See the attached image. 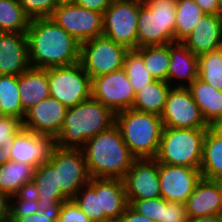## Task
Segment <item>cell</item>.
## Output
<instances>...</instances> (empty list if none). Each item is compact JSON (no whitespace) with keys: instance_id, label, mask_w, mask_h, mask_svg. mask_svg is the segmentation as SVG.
I'll return each mask as SVG.
<instances>
[{"instance_id":"cell-26","label":"cell","mask_w":222,"mask_h":222,"mask_svg":"<svg viewBox=\"0 0 222 222\" xmlns=\"http://www.w3.org/2000/svg\"><path fill=\"white\" fill-rule=\"evenodd\" d=\"M100 203L104 215L117 222L129 206L123 179L100 178Z\"/></svg>"},{"instance_id":"cell-19","label":"cell","mask_w":222,"mask_h":222,"mask_svg":"<svg viewBox=\"0 0 222 222\" xmlns=\"http://www.w3.org/2000/svg\"><path fill=\"white\" fill-rule=\"evenodd\" d=\"M186 206L187 218L222 214V181L202 178L188 197Z\"/></svg>"},{"instance_id":"cell-32","label":"cell","mask_w":222,"mask_h":222,"mask_svg":"<svg viewBox=\"0 0 222 222\" xmlns=\"http://www.w3.org/2000/svg\"><path fill=\"white\" fill-rule=\"evenodd\" d=\"M204 14L194 0H177L174 42L182 41Z\"/></svg>"},{"instance_id":"cell-53","label":"cell","mask_w":222,"mask_h":222,"mask_svg":"<svg viewBox=\"0 0 222 222\" xmlns=\"http://www.w3.org/2000/svg\"><path fill=\"white\" fill-rule=\"evenodd\" d=\"M4 116V112H3V107L1 105V101H0V117Z\"/></svg>"},{"instance_id":"cell-10","label":"cell","mask_w":222,"mask_h":222,"mask_svg":"<svg viewBox=\"0 0 222 222\" xmlns=\"http://www.w3.org/2000/svg\"><path fill=\"white\" fill-rule=\"evenodd\" d=\"M50 18L80 43L103 35V14L76 3L59 4Z\"/></svg>"},{"instance_id":"cell-43","label":"cell","mask_w":222,"mask_h":222,"mask_svg":"<svg viewBox=\"0 0 222 222\" xmlns=\"http://www.w3.org/2000/svg\"><path fill=\"white\" fill-rule=\"evenodd\" d=\"M38 194L39 192L37 190V185L33 181H31L29 183L23 184L14 196L20 200L29 199L33 201H38L39 200Z\"/></svg>"},{"instance_id":"cell-22","label":"cell","mask_w":222,"mask_h":222,"mask_svg":"<svg viewBox=\"0 0 222 222\" xmlns=\"http://www.w3.org/2000/svg\"><path fill=\"white\" fill-rule=\"evenodd\" d=\"M209 126L222 125V91L196 78L188 87Z\"/></svg>"},{"instance_id":"cell-40","label":"cell","mask_w":222,"mask_h":222,"mask_svg":"<svg viewBox=\"0 0 222 222\" xmlns=\"http://www.w3.org/2000/svg\"><path fill=\"white\" fill-rule=\"evenodd\" d=\"M161 222H188L185 204L180 202H169L163 198Z\"/></svg>"},{"instance_id":"cell-17","label":"cell","mask_w":222,"mask_h":222,"mask_svg":"<svg viewBox=\"0 0 222 222\" xmlns=\"http://www.w3.org/2000/svg\"><path fill=\"white\" fill-rule=\"evenodd\" d=\"M67 110L60 101L49 96L26 111L23 127L56 139L62 129Z\"/></svg>"},{"instance_id":"cell-5","label":"cell","mask_w":222,"mask_h":222,"mask_svg":"<svg viewBox=\"0 0 222 222\" xmlns=\"http://www.w3.org/2000/svg\"><path fill=\"white\" fill-rule=\"evenodd\" d=\"M177 0H146L139 7L137 48L174 42Z\"/></svg>"},{"instance_id":"cell-47","label":"cell","mask_w":222,"mask_h":222,"mask_svg":"<svg viewBox=\"0 0 222 222\" xmlns=\"http://www.w3.org/2000/svg\"><path fill=\"white\" fill-rule=\"evenodd\" d=\"M10 217V196L0 192V220Z\"/></svg>"},{"instance_id":"cell-2","label":"cell","mask_w":222,"mask_h":222,"mask_svg":"<svg viewBox=\"0 0 222 222\" xmlns=\"http://www.w3.org/2000/svg\"><path fill=\"white\" fill-rule=\"evenodd\" d=\"M81 150L90 178L123 179L136 160L115 124L87 140Z\"/></svg>"},{"instance_id":"cell-24","label":"cell","mask_w":222,"mask_h":222,"mask_svg":"<svg viewBox=\"0 0 222 222\" xmlns=\"http://www.w3.org/2000/svg\"><path fill=\"white\" fill-rule=\"evenodd\" d=\"M200 171L204 179L222 181V125L207 128Z\"/></svg>"},{"instance_id":"cell-25","label":"cell","mask_w":222,"mask_h":222,"mask_svg":"<svg viewBox=\"0 0 222 222\" xmlns=\"http://www.w3.org/2000/svg\"><path fill=\"white\" fill-rule=\"evenodd\" d=\"M32 181L37 185L39 192V212H42L45 208L56 205L58 202L70 200L61 191L58 185L57 170L49 161L35 169Z\"/></svg>"},{"instance_id":"cell-4","label":"cell","mask_w":222,"mask_h":222,"mask_svg":"<svg viewBox=\"0 0 222 222\" xmlns=\"http://www.w3.org/2000/svg\"><path fill=\"white\" fill-rule=\"evenodd\" d=\"M115 125L136 159L156 158L163 130L161 116L130 108L115 114Z\"/></svg>"},{"instance_id":"cell-39","label":"cell","mask_w":222,"mask_h":222,"mask_svg":"<svg viewBox=\"0 0 222 222\" xmlns=\"http://www.w3.org/2000/svg\"><path fill=\"white\" fill-rule=\"evenodd\" d=\"M39 212L38 201L20 200L10 196V217L14 220Z\"/></svg>"},{"instance_id":"cell-23","label":"cell","mask_w":222,"mask_h":222,"mask_svg":"<svg viewBox=\"0 0 222 222\" xmlns=\"http://www.w3.org/2000/svg\"><path fill=\"white\" fill-rule=\"evenodd\" d=\"M18 88L21 106L26 112L50 96L46 69L28 68L18 76Z\"/></svg>"},{"instance_id":"cell-14","label":"cell","mask_w":222,"mask_h":222,"mask_svg":"<svg viewBox=\"0 0 222 222\" xmlns=\"http://www.w3.org/2000/svg\"><path fill=\"white\" fill-rule=\"evenodd\" d=\"M123 181L127 200L161 197L159 163L155 159H136Z\"/></svg>"},{"instance_id":"cell-42","label":"cell","mask_w":222,"mask_h":222,"mask_svg":"<svg viewBox=\"0 0 222 222\" xmlns=\"http://www.w3.org/2000/svg\"><path fill=\"white\" fill-rule=\"evenodd\" d=\"M63 202L45 208L42 212L33 213L32 215L18 218L17 222H57Z\"/></svg>"},{"instance_id":"cell-51","label":"cell","mask_w":222,"mask_h":222,"mask_svg":"<svg viewBox=\"0 0 222 222\" xmlns=\"http://www.w3.org/2000/svg\"><path fill=\"white\" fill-rule=\"evenodd\" d=\"M218 15L222 18V0H218Z\"/></svg>"},{"instance_id":"cell-15","label":"cell","mask_w":222,"mask_h":222,"mask_svg":"<svg viewBox=\"0 0 222 222\" xmlns=\"http://www.w3.org/2000/svg\"><path fill=\"white\" fill-rule=\"evenodd\" d=\"M201 179L200 169L159 163L160 192L166 201L185 204Z\"/></svg>"},{"instance_id":"cell-18","label":"cell","mask_w":222,"mask_h":222,"mask_svg":"<svg viewBox=\"0 0 222 222\" xmlns=\"http://www.w3.org/2000/svg\"><path fill=\"white\" fill-rule=\"evenodd\" d=\"M30 67L27 33L0 32V75L19 76Z\"/></svg>"},{"instance_id":"cell-35","label":"cell","mask_w":222,"mask_h":222,"mask_svg":"<svg viewBox=\"0 0 222 222\" xmlns=\"http://www.w3.org/2000/svg\"><path fill=\"white\" fill-rule=\"evenodd\" d=\"M123 69L135 93L155 81L146 69L143 57L136 50H129L127 52L124 58Z\"/></svg>"},{"instance_id":"cell-21","label":"cell","mask_w":222,"mask_h":222,"mask_svg":"<svg viewBox=\"0 0 222 222\" xmlns=\"http://www.w3.org/2000/svg\"><path fill=\"white\" fill-rule=\"evenodd\" d=\"M198 77V56L193 54L181 41L170 43L167 82L171 87L187 88Z\"/></svg>"},{"instance_id":"cell-45","label":"cell","mask_w":222,"mask_h":222,"mask_svg":"<svg viewBox=\"0 0 222 222\" xmlns=\"http://www.w3.org/2000/svg\"><path fill=\"white\" fill-rule=\"evenodd\" d=\"M117 222H155L137 213L130 205L126 208L125 212L121 215Z\"/></svg>"},{"instance_id":"cell-41","label":"cell","mask_w":222,"mask_h":222,"mask_svg":"<svg viewBox=\"0 0 222 222\" xmlns=\"http://www.w3.org/2000/svg\"><path fill=\"white\" fill-rule=\"evenodd\" d=\"M57 222H91L73 199L63 202Z\"/></svg>"},{"instance_id":"cell-30","label":"cell","mask_w":222,"mask_h":222,"mask_svg":"<svg viewBox=\"0 0 222 222\" xmlns=\"http://www.w3.org/2000/svg\"><path fill=\"white\" fill-rule=\"evenodd\" d=\"M142 57L143 62L155 80L167 82L170 64V44L144 46L135 49Z\"/></svg>"},{"instance_id":"cell-52","label":"cell","mask_w":222,"mask_h":222,"mask_svg":"<svg viewBox=\"0 0 222 222\" xmlns=\"http://www.w3.org/2000/svg\"><path fill=\"white\" fill-rule=\"evenodd\" d=\"M0 222H17V221L12 219L11 217H7L6 219L0 220Z\"/></svg>"},{"instance_id":"cell-37","label":"cell","mask_w":222,"mask_h":222,"mask_svg":"<svg viewBox=\"0 0 222 222\" xmlns=\"http://www.w3.org/2000/svg\"><path fill=\"white\" fill-rule=\"evenodd\" d=\"M128 203L137 213H140L155 222H161L163 213V197L128 200Z\"/></svg>"},{"instance_id":"cell-8","label":"cell","mask_w":222,"mask_h":222,"mask_svg":"<svg viewBox=\"0 0 222 222\" xmlns=\"http://www.w3.org/2000/svg\"><path fill=\"white\" fill-rule=\"evenodd\" d=\"M141 0H114L103 13V35L128 50L137 49Z\"/></svg>"},{"instance_id":"cell-6","label":"cell","mask_w":222,"mask_h":222,"mask_svg":"<svg viewBox=\"0 0 222 222\" xmlns=\"http://www.w3.org/2000/svg\"><path fill=\"white\" fill-rule=\"evenodd\" d=\"M206 132L207 128L163 127L155 160L167 165L200 169Z\"/></svg>"},{"instance_id":"cell-44","label":"cell","mask_w":222,"mask_h":222,"mask_svg":"<svg viewBox=\"0 0 222 222\" xmlns=\"http://www.w3.org/2000/svg\"><path fill=\"white\" fill-rule=\"evenodd\" d=\"M114 0H77L76 4L99 13H104Z\"/></svg>"},{"instance_id":"cell-48","label":"cell","mask_w":222,"mask_h":222,"mask_svg":"<svg viewBox=\"0 0 222 222\" xmlns=\"http://www.w3.org/2000/svg\"><path fill=\"white\" fill-rule=\"evenodd\" d=\"M188 222H222V214L189 219Z\"/></svg>"},{"instance_id":"cell-16","label":"cell","mask_w":222,"mask_h":222,"mask_svg":"<svg viewBox=\"0 0 222 222\" xmlns=\"http://www.w3.org/2000/svg\"><path fill=\"white\" fill-rule=\"evenodd\" d=\"M11 146V161L29 164L36 169L49 161L56 140L50 135L37 134L23 127Z\"/></svg>"},{"instance_id":"cell-13","label":"cell","mask_w":222,"mask_h":222,"mask_svg":"<svg viewBox=\"0 0 222 222\" xmlns=\"http://www.w3.org/2000/svg\"><path fill=\"white\" fill-rule=\"evenodd\" d=\"M161 119L167 128L209 127L188 88L171 87Z\"/></svg>"},{"instance_id":"cell-50","label":"cell","mask_w":222,"mask_h":222,"mask_svg":"<svg viewBox=\"0 0 222 222\" xmlns=\"http://www.w3.org/2000/svg\"><path fill=\"white\" fill-rule=\"evenodd\" d=\"M59 4H70V3H76L77 0H58Z\"/></svg>"},{"instance_id":"cell-7","label":"cell","mask_w":222,"mask_h":222,"mask_svg":"<svg viewBox=\"0 0 222 222\" xmlns=\"http://www.w3.org/2000/svg\"><path fill=\"white\" fill-rule=\"evenodd\" d=\"M50 96L65 107H74L91 97V78L80 62L46 68Z\"/></svg>"},{"instance_id":"cell-46","label":"cell","mask_w":222,"mask_h":222,"mask_svg":"<svg viewBox=\"0 0 222 222\" xmlns=\"http://www.w3.org/2000/svg\"><path fill=\"white\" fill-rule=\"evenodd\" d=\"M205 14L218 15V0H194Z\"/></svg>"},{"instance_id":"cell-31","label":"cell","mask_w":222,"mask_h":222,"mask_svg":"<svg viewBox=\"0 0 222 222\" xmlns=\"http://www.w3.org/2000/svg\"><path fill=\"white\" fill-rule=\"evenodd\" d=\"M30 20L18 0H0V32L27 33Z\"/></svg>"},{"instance_id":"cell-3","label":"cell","mask_w":222,"mask_h":222,"mask_svg":"<svg viewBox=\"0 0 222 222\" xmlns=\"http://www.w3.org/2000/svg\"><path fill=\"white\" fill-rule=\"evenodd\" d=\"M115 124V113L93 97L67 110L60 134V148L81 149L87 140Z\"/></svg>"},{"instance_id":"cell-20","label":"cell","mask_w":222,"mask_h":222,"mask_svg":"<svg viewBox=\"0 0 222 222\" xmlns=\"http://www.w3.org/2000/svg\"><path fill=\"white\" fill-rule=\"evenodd\" d=\"M181 42L197 56L221 48L222 18L204 14Z\"/></svg>"},{"instance_id":"cell-27","label":"cell","mask_w":222,"mask_h":222,"mask_svg":"<svg viewBox=\"0 0 222 222\" xmlns=\"http://www.w3.org/2000/svg\"><path fill=\"white\" fill-rule=\"evenodd\" d=\"M170 89L168 82L155 80L135 93L132 109L161 116Z\"/></svg>"},{"instance_id":"cell-49","label":"cell","mask_w":222,"mask_h":222,"mask_svg":"<svg viewBox=\"0 0 222 222\" xmlns=\"http://www.w3.org/2000/svg\"><path fill=\"white\" fill-rule=\"evenodd\" d=\"M12 151V146L0 147V165L11 161L10 155Z\"/></svg>"},{"instance_id":"cell-34","label":"cell","mask_w":222,"mask_h":222,"mask_svg":"<svg viewBox=\"0 0 222 222\" xmlns=\"http://www.w3.org/2000/svg\"><path fill=\"white\" fill-rule=\"evenodd\" d=\"M199 79L222 91V47L198 56Z\"/></svg>"},{"instance_id":"cell-9","label":"cell","mask_w":222,"mask_h":222,"mask_svg":"<svg viewBox=\"0 0 222 222\" xmlns=\"http://www.w3.org/2000/svg\"><path fill=\"white\" fill-rule=\"evenodd\" d=\"M128 51L102 35L81 43L80 63L92 79L122 69Z\"/></svg>"},{"instance_id":"cell-38","label":"cell","mask_w":222,"mask_h":222,"mask_svg":"<svg viewBox=\"0 0 222 222\" xmlns=\"http://www.w3.org/2000/svg\"><path fill=\"white\" fill-rule=\"evenodd\" d=\"M23 128V121L13 116L0 117V147L12 145L16 134Z\"/></svg>"},{"instance_id":"cell-36","label":"cell","mask_w":222,"mask_h":222,"mask_svg":"<svg viewBox=\"0 0 222 222\" xmlns=\"http://www.w3.org/2000/svg\"><path fill=\"white\" fill-rule=\"evenodd\" d=\"M25 14L30 19L50 18L55 8L59 5L58 0H18Z\"/></svg>"},{"instance_id":"cell-33","label":"cell","mask_w":222,"mask_h":222,"mask_svg":"<svg viewBox=\"0 0 222 222\" xmlns=\"http://www.w3.org/2000/svg\"><path fill=\"white\" fill-rule=\"evenodd\" d=\"M18 89V76L0 75V101L4 116H13L23 121L26 112L22 109Z\"/></svg>"},{"instance_id":"cell-28","label":"cell","mask_w":222,"mask_h":222,"mask_svg":"<svg viewBox=\"0 0 222 222\" xmlns=\"http://www.w3.org/2000/svg\"><path fill=\"white\" fill-rule=\"evenodd\" d=\"M34 171L33 166L16 161L0 165V192L14 196L23 184L32 181Z\"/></svg>"},{"instance_id":"cell-11","label":"cell","mask_w":222,"mask_h":222,"mask_svg":"<svg viewBox=\"0 0 222 222\" xmlns=\"http://www.w3.org/2000/svg\"><path fill=\"white\" fill-rule=\"evenodd\" d=\"M49 162L57 170L58 185L69 199H73L89 183L90 176L81 149L55 146Z\"/></svg>"},{"instance_id":"cell-29","label":"cell","mask_w":222,"mask_h":222,"mask_svg":"<svg viewBox=\"0 0 222 222\" xmlns=\"http://www.w3.org/2000/svg\"><path fill=\"white\" fill-rule=\"evenodd\" d=\"M91 222H111L101 211L100 178H90L89 183L73 198Z\"/></svg>"},{"instance_id":"cell-12","label":"cell","mask_w":222,"mask_h":222,"mask_svg":"<svg viewBox=\"0 0 222 222\" xmlns=\"http://www.w3.org/2000/svg\"><path fill=\"white\" fill-rule=\"evenodd\" d=\"M91 97L115 114L132 108L135 92L125 70L114 71L91 79Z\"/></svg>"},{"instance_id":"cell-1","label":"cell","mask_w":222,"mask_h":222,"mask_svg":"<svg viewBox=\"0 0 222 222\" xmlns=\"http://www.w3.org/2000/svg\"><path fill=\"white\" fill-rule=\"evenodd\" d=\"M27 36L31 67L46 69L80 62L81 43L51 18L31 19Z\"/></svg>"}]
</instances>
